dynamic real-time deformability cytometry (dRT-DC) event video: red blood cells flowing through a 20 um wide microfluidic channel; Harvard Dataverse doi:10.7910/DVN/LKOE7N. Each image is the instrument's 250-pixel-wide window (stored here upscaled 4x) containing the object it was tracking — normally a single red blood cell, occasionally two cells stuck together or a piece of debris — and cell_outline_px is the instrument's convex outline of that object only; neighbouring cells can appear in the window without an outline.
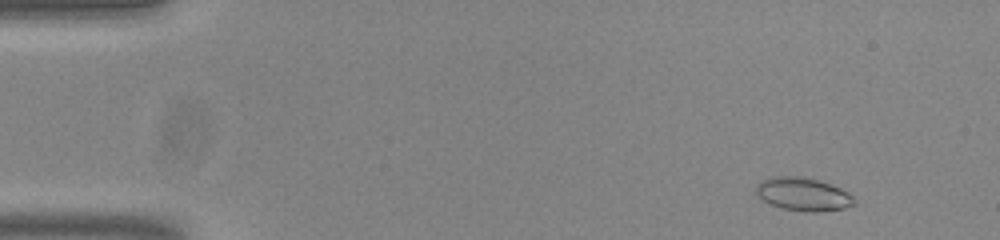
{"species": "common noctule bat (a hibernating species)", "species_latin": "Nyctalus noctula", "temperature_condition": "room temperature", "stored_images_in_passage": 51, "camera_frame_rate_fps": 3000, "um_per_image_px": 0.085, "animal": {"sex": "male", "body_mass_g": 20.0, "forearm_length_mm": 53.3}, "frame": {"image": 1, "passage_image": 2, "time_ms": 0.333, "image_size_px": [1000, 240], "cell_outline_px": [[856, 204], [844, 208], [816, 212], [812, 212], [780, 208], [764, 200], [756, 192], [756, 188], [764, 180], [772, 176], [804, 176], [820, 180], [840, 188], [848, 192], [856, 200]], "centroid_in_image_um": [68.32, 16.5], "position_along_channel_um": 16.7, "area_um2": 18.84}}
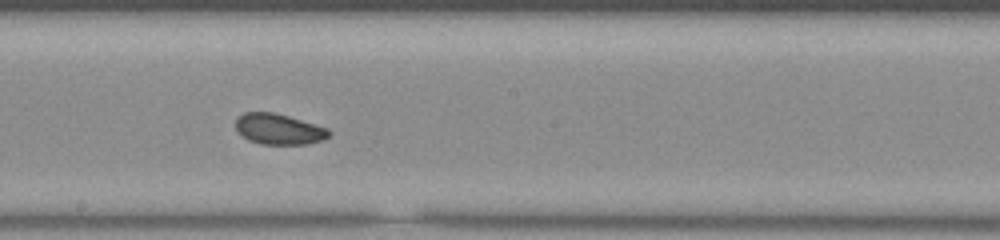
{"frame": {"image": 2, "passage_image": 27, "time_ms": 8.667, "image_size_px": [1000, 240], "cell_outline_px": [[332, 132], [324, 140], [308, 144], [260, 144], [248, 140], [236, 132], [236, 116], [244, 112], [272, 112], [288, 116], [328, 128]], "centroid_in_image_um": [23.67, 10.98], "position_along_channel_um": 224.5, "area_um2": 16.88}}
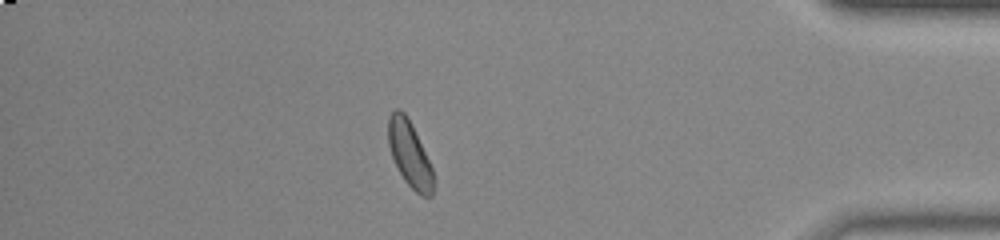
{"frame": {"image": 3, "passage_image": 44, "time_ms": 14.333, "image_size_px": [1000, 240], "cell_outline_px": [[432, 196], [420, 196], [404, 180], [392, 156], [388, 144], [388, 116], [396, 108], [400, 108], [404, 112], [432, 168]], "centroid_in_image_um": [34.77, 13.09], "position_along_channel_um": 400.4, "area_um2": 16.53}, "authors_computed_cell_mechanics": {"area_um2": 17.2244, "velocity_mm_per_s": 3.7875, "shape_relaxation_time_tau1_ms": 7.0058, "shape_relaxation_time_tau2_ms": 4.4226, "deformation_change_tau1": 0.1091, "deformation_change_tau2": 0.0786}}